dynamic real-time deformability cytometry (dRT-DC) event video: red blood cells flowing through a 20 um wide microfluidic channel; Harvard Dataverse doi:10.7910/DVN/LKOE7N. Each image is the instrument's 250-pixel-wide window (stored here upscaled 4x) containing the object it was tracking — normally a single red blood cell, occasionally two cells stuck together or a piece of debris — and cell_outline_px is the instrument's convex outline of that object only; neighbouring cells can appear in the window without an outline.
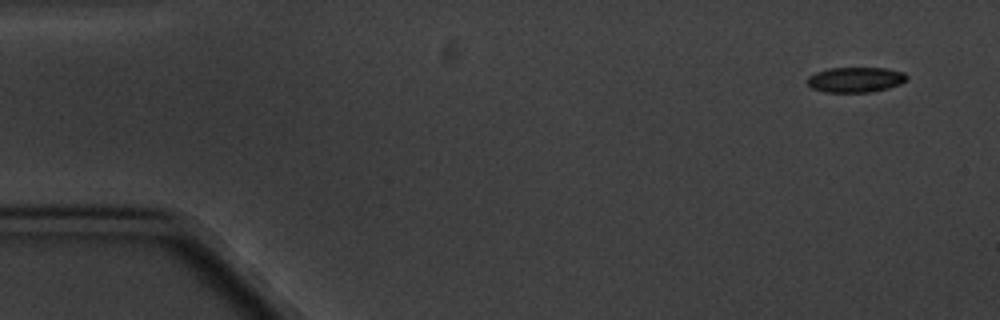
{"species": "common noctule bat (a hibernating species)", "species_latin": "Nyctalus noctula", "temperature_condition": "cold", "stored_images_in_passage": 3, "camera_frame_rate_fps": 3000, "um_per_image_px": 0.085, "animal": {"sex": "male", "body_mass_g": 20.1, "forearm_length_mm": 53.5}, "frame": {"image": 1, "passage_image": 1, "time_ms": 0.0, "image_size_px": [1000, 320], "cell_outline_px": [[908, 80], [900, 84], [888, 88], [872, 92], [824, 92], [812, 88], [808, 84], [808, 76], [816, 72], [828, 68], [888, 68], [904, 72], [908, 76]], "centroid_in_image_um": [72.75, 6.77], "position_along_channel_um": 12.2, "area_um2": 14.74}}